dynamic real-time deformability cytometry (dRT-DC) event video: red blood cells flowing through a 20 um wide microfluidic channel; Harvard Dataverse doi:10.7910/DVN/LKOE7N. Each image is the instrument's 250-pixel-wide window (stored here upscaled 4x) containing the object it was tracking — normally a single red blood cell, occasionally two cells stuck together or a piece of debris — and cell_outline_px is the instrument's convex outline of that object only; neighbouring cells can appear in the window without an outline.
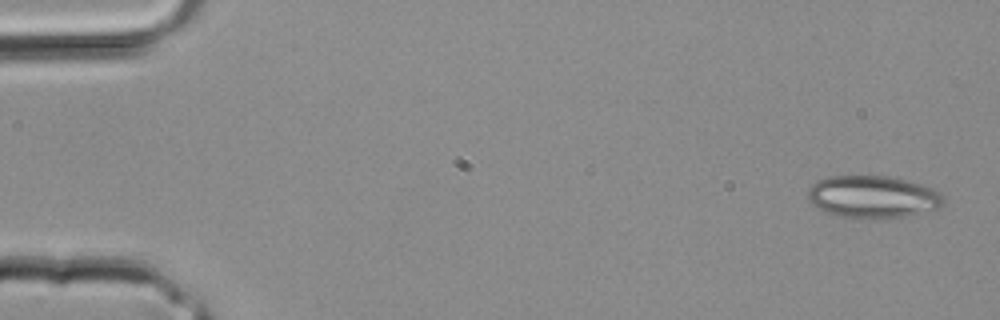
{"species": "common noctule bat (a hibernating species)", "species_latin": "Nyctalus noctula", "temperature_condition": "room temperature", "stored_images_in_passage": 3, "camera_frame_rate_fps": 3000, "um_per_image_px": 0.085, "animal": {"sex": "male", "body_mass_g": 20.4}, "frame": {"image": 1, "passage_image": 3, "time_ms": 0.667, "image_size_px": [1000, 320], "cell_outline_px": [[944, 204], [940, 208], [904, 216], [884, 220], [840, 216], [828, 212], [812, 204], [808, 200], [808, 188], [816, 180], [828, 176], [888, 176], [908, 180], [932, 188], [940, 192], [944, 196]], "centroid_in_image_um": [74.21, 16.73], "position_along_channel_um": 10.8, "area_um2": 33.76}}